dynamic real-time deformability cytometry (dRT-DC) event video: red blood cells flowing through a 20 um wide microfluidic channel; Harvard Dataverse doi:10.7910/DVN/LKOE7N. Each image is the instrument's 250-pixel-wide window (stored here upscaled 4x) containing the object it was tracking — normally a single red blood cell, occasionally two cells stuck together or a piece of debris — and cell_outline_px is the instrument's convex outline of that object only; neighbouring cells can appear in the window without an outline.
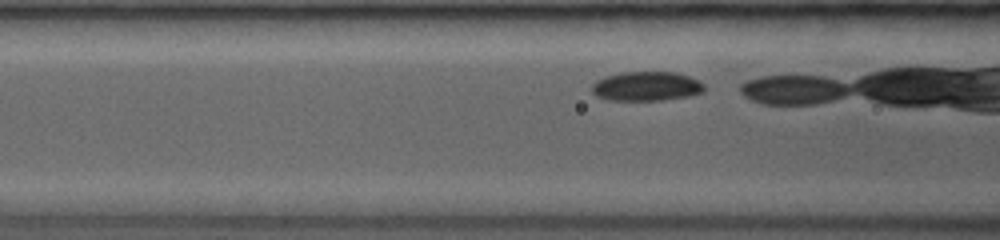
{"species": "common noctule bat (a hibernating species)", "species_latin": "Nyctalus noctula", "temperature_condition": "room temperature", "stored_images_in_passage": 10, "camera_frame_rate_fps": 3500, "um_per_image_px": 0.085, "animal": {"sex": "female", "body_mass_g": 19.0, "forearm_length_mm": 53.3}, "frame": {"image": 1, "passage_image": 5, "time_ms": 0.571, "image_size_px": [1000, 240], "cell_outline_px": [[704, 88], [700, 92], [688, 96], [660, 100], [616, 100], [596, 96], [592, 92], [592, 84], [596, 80], [604, 76], [620, 72], [676, 72], [688, 76], [704, 84]], "centroid_in_image_um": [54.9, 7.32], "position_along_channel_um": 111.7, "area_um2": 19.02}}